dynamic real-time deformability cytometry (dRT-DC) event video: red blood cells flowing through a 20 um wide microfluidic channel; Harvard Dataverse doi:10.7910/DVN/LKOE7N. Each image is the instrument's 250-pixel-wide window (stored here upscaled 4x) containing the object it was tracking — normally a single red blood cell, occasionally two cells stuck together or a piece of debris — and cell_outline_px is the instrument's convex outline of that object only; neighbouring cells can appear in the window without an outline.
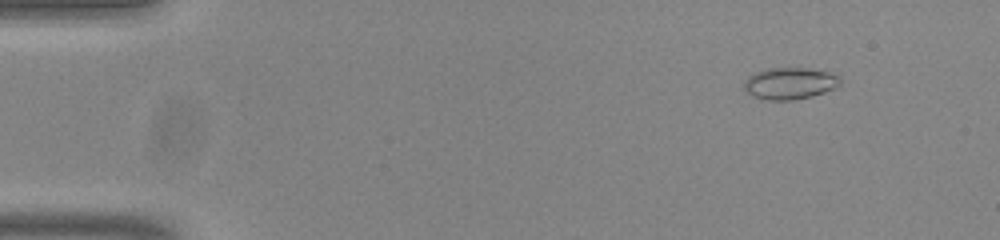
{"species": "common noctule bat (a hibernating species)", "species_latin": "Nyctalus noctula", "temperature_condition": "room temperature", "stored_images_in_passage": 49, "camera_frame_rate_fps": 3000, "um_per_image_px": 0.085, "animal": {"sex": "male", "body_mass_g": 20.0, "forearm_length_mm": 53.3}, "frame": {"image": 1, "passage_image": 1, "time_ms": 0.0, "image_size_px": [1000, 240], "cell_outline_px": [[840, 84], [836, 88], [812, 96], [792, 100], [768, 100], [752, 96], [744, 88], [744, 80], [748, 76], [756, 72], [768, 68], [808, 68], [828, 72], [836, 76], [840, 80]], "centroid_in_image_um": [67.11, 7.09], "position_along_channel_um": 17.9, "area_um2": 17.69}}
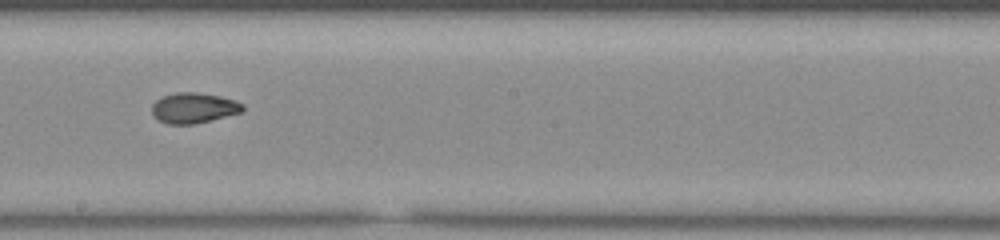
{"frame": {"image": 2, "passage_image": 26, "time_ms": 8.333, "image_size_px": [1000, 240], "cell_outline_px": [[244, 108], [240, 112], [196, 124], [168, 124], [156, 120], [152, 116], [152, 104], [156, 100], [164, 96], [176, 92], [196, 92], [220, 96], [244, 104]], "centroid_in_image_um": [16.41, 9.18], "position_along_channel_um": 231.8, "area_um2": 16.07}}
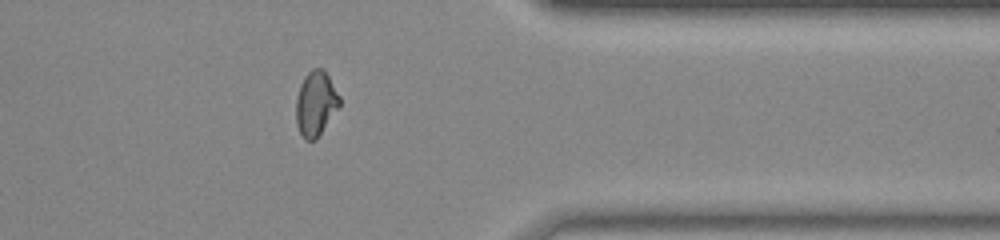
{"frame": {"image": 3, "passage_image": 39, "time_ms": 12.667, "image_size_px": [1000, 240], "cell_outline_px": [[340, 104], [316, 140], [304, 140], [296, 124], [296, 100], [300, 84], [304, 76], [312, 68], [324, 68], [340, 96]], "centroid_in_image_um": [26.83, 8.78], "position_along_channel_um": 384.6, "area_um2": 16.42}, "authors_computed_cell_mechanics": {"area_um2": 16.4152, "velocity_mm_per_s": 3.814, "shape_relaxation_time_tau1_ms": 7.7311, "shape_relaxation_time_tau2_ms": 1.7546, "deformation_change_tau1": 0.1692, "deformation_change_tau2": 0.063}}